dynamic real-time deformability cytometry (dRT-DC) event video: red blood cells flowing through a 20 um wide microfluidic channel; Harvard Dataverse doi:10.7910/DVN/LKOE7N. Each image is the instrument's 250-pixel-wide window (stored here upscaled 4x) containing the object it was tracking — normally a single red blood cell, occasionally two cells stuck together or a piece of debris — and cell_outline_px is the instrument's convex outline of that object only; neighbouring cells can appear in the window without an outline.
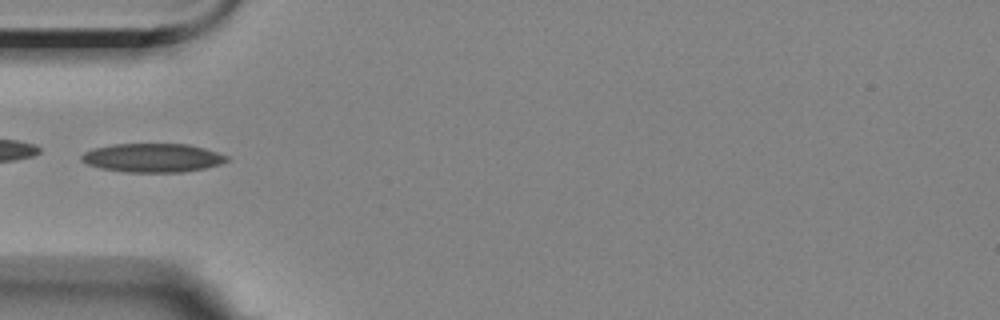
{"species": "Egyptian fruit bat (a non-hibernating species)", "species_latin": "Rousettus aegyptiacus", "temperature_condition": "room temperature", "stored_images_in_passage": 4, "camera_frame_rate_fps": 3000, "um_per_image_px": 0.085, "animal": {"sex": "female"}, "frame": {"image": 1, "passage_image": 4, "time_ms": 4.0, "image_size_px": [1000, 320], "cell_outline_px": [[228, 160], [220, 164], [204, 168], [180, 172], [124, 172], [100, 168], [88, 164], [80, 160], [80, 156], [84, 152], [92, 148], [112, 144], [188, 144], [204, 148], [228, 156]], "centroid_in_image_um": [12.93, 13.41], "position_along_channel_um": 72.1, "area_um2": 24.33}}